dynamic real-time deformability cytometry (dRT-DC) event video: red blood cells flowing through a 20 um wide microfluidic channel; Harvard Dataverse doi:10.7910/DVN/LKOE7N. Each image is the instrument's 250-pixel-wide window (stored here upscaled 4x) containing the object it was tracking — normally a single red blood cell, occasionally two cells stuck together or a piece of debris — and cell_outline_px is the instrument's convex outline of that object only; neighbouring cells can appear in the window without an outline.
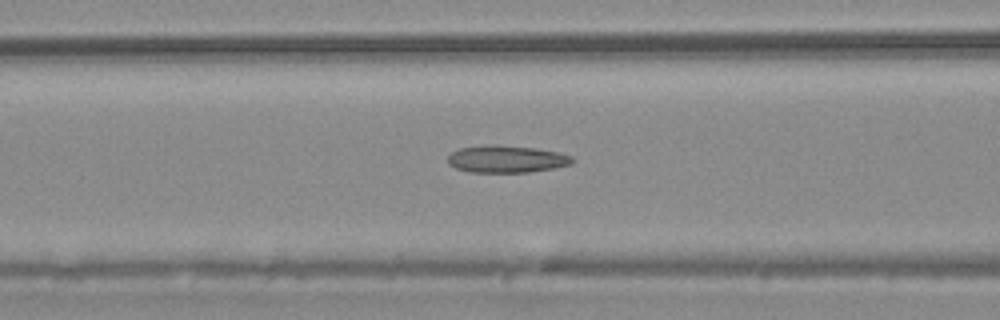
{"species": "common noctule bat (a hibernating species)", "species_latin": "Nyctalus noctula", "temperature_condition": "warm", "stored_images_in_passage": 38, "camera_frame_rate_fps": 3000, "um_per_image_px": 0.085, "animal": {"sex": "male", "body_mass_g": 20.4}, "frame": {"image": 1, "passage_image": 12, "time_ms": 3.667, "image_size_px": [1000, 320], "cell_outline_px": [[576, 160], [572, 164], [552, 168], [528, 172], [468, 172], [456, 168], [448, 164], [448, 156], [452, 152], [460, 148], [496, 144], [536, 148], [556, 152], [572, 156]], "centroid_in_image_um": [43.06, 13.52], "position_along_channel_um": 123.5, "area_um2": 19.71}}
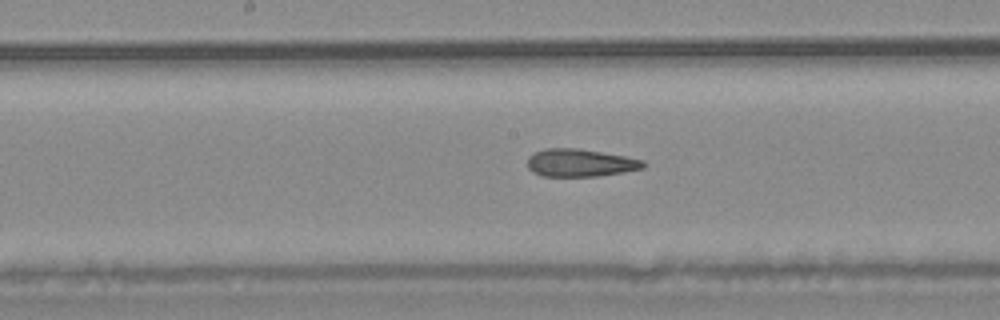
{"frame": {"image": 2, "passage_image": 18, "time_ms": 5.667, "image_size_px": [1000, 320], "cell_outline_px": [[644, 168], [624, 172], [596, 176], [540, 176], [532, 172], [528, 168], [528, 156], [532, 152], [544, 148], [580, 148], [624, 156], [644, 160]], "centroid_in_image_um": [49.27, 13.83], "position_along_channel_um": 198.9, "area_um2": 18.84}}
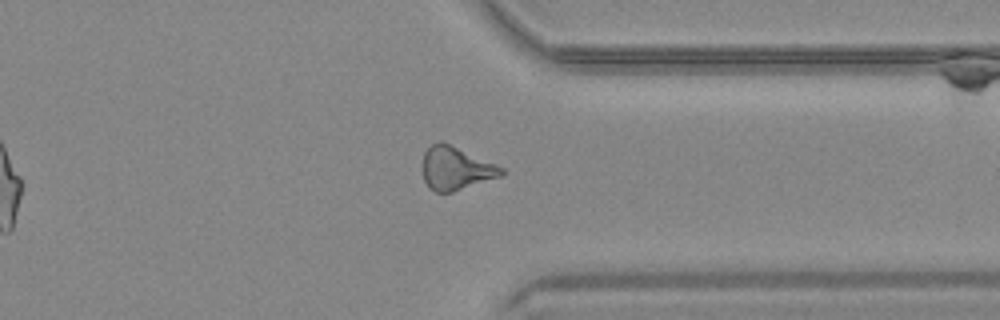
{"frame": {"image": 3, "passage_image": 32, "time_ms": 10.333, "image_size_px": [1000, 320], "cell_outline_px": [[504, 176], [452, 192], [436, 192], [428, 188], [424, 180], [424, 152], [432, 144], [440, 140], [496, 164], [504, 168]], "centroid_in_image_um": [38.78, 14.32], "position_along_channel_um": 372.6, "area_um2": 19.77}, "authors_computed_cell_mechanics": {"area_um2": 19.4786, "velocity_mm_per_s": 3.7729, "shape_relaxation_time_tau1_ms": null, "shape_relaxation_time_tau2_ms": 3.4019, "deformation_change_tau1": null, "deformation_change_tau2": 0.1423}}